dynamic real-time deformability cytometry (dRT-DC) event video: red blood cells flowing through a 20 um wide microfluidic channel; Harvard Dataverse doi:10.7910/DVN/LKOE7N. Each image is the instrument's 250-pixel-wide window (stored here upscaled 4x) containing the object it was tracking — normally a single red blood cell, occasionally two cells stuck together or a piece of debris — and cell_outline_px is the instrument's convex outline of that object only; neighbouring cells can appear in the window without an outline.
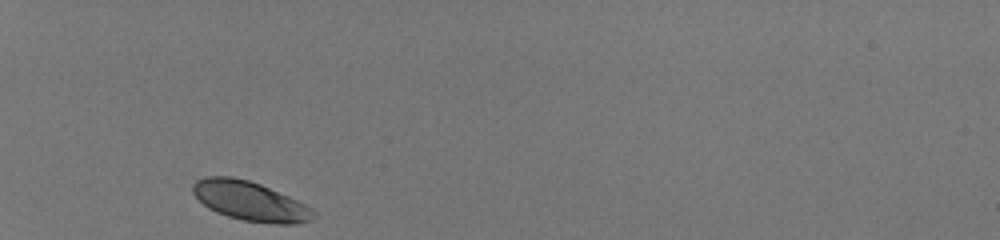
{"species": "human", "species_latin": "Homo sapiens", "temperature_condition": "room temperature", "stored_images_in_passage": 30, "camera_frame_rate_fps": 3000, "um_per_image_px": 0.085, "donor": {"sex": "male"}, "frame": {"image": 1, "passage_image": 1, "time_ms": 0.0, "image_size_px": [1000, 240], "cell_outline_px": [[316, 216], [312, 220], [296, 224], [276, 224], [244, 220], [228, 216], [216, 212], [208, 208], [192, 192], [192, 184], [196, 180], [204, 176], [232, 176], [248, 180], [260, 184], [288, 196], [312, 208], [316, 212]], "centroid_in_image_um": [21.25, 17.09], "position_along_channel_um": 63.7, "area_um2": 27.63}}
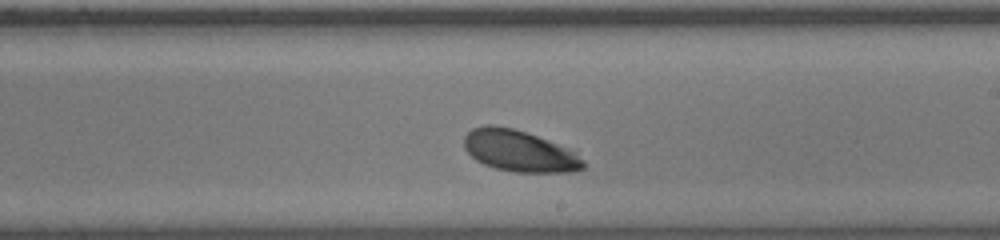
{"frame": {"image": 2, "passage_image": 17, "time_ms": 5.333, "image_size_px": [1000, 240], "cell_outline_px": [[584, 168], [568, 172], [516, 172], [496, 168], [484, 164], [476, 160], [464, 148], [464, 136], [472, 128], [484, 124], [496, 124], [512, 128], [536, 136], [556, 144], [572, 152], [584, 160]], "centroid_in_image_um": [44.07, 12.82], "position_along_channel_um": 244.9, "area_um2": 28.32}}
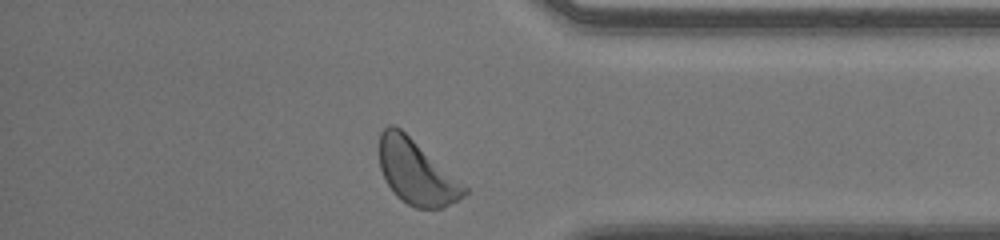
{"frame": {"image": 3, "passage_image": 29, "time_ms": 9.333, "image_size_px": [1000, 240], "cell_outline_px": [[468, 192], [464, 196], [444, 208], [416, 208], [400, 200], [396, 196], [388, 184], [380, 168], [380, 132], [388, 124], [392, 124], [400, 128], [468, 188]], "centroid_in_image_um": [35.38, 14.65], "position_along_channel_um": 399.8, "area_um2": 31.44}, "authors_computed_cell_mechanics": {"area_um2": 28.6688, "velocity_mm_per_s": 3.9819, "shape_relaxation_time_tau1_ms": 1.0334, "shape_relaxation_time_tau2_ms": null, "deformation_change_tau1": 0.0963, "deformation_change_tau2": null}}